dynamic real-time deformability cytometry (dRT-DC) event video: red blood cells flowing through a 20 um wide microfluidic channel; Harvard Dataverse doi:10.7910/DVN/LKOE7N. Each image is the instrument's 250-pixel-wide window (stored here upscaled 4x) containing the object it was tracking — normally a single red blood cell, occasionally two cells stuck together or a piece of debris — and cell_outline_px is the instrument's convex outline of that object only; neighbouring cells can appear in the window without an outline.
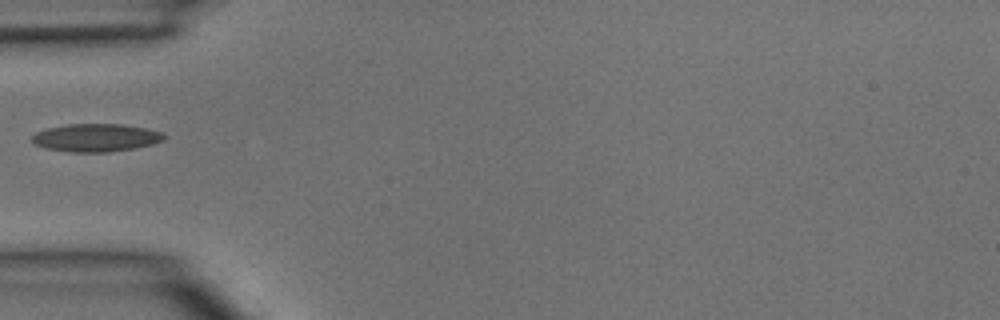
{"species": "common noctule bat (a hibernating species)", "species_latin": "Nyctalus noctula", "temperature_condition": "room temperature", "stored_images_in_passage": 2, "camera_frame_rate_fps": 3000, "um_per_image_px": 0.085, "animal": {"sex": "male", "body_mass_g": 15.6}, "frame": {"image": 1, "passage_image": 2, "time_ms": 0.333, "image_size_px": [1000, 320], "cell_outline_px": [[168, 136], [164, 140], [152, 144], [132, 148], [108, 152], [72, 152], [44, 148], [36, 144], [32, 140], [32, 136], [36, 132], [48, 128], [68, 124], [124, 124], [164, 132]], "centroid_in_image_um": [8.19, 11.7], "position_along_channel_um": 76.8, "area_um2": 21.44}}